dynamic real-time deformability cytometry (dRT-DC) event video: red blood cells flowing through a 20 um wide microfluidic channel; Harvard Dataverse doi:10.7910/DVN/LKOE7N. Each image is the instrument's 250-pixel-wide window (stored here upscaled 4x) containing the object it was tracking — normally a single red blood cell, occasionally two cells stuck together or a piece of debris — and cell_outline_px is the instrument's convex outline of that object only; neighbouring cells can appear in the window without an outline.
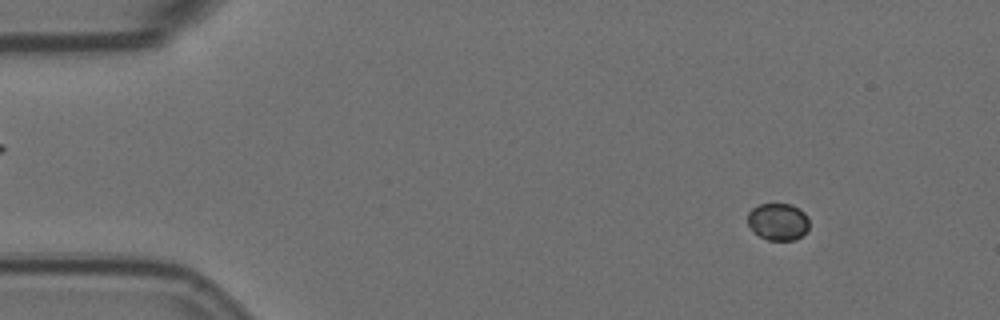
{"species": "Egyptian fruit bat (a non-hibernating species)", "species_latin": "Rousettus aegyptiacus", "temperature_condition": "room temperature", "stored_images_in_passage": 57, "camera_frame_rate_fps": 3000, "um_per_image_px": 0.085, "animal": {"sex": "female"}, "frame": {"image": 1, "passage_image": 7, "time_ms": 2.0, "image_size_px": [1000, 320], "cell_outline_px": [[808, 232], [796, 240], [768, 240], [760, 236], [748, 224], [748, 212], [752, 208], [760, 204], [792, 204], [800, 208], [808, 216]], "centroid_in_image_um": [66.18, 18.84], "position_along_channel_um": 18.8, "area_um2": 13.41}}
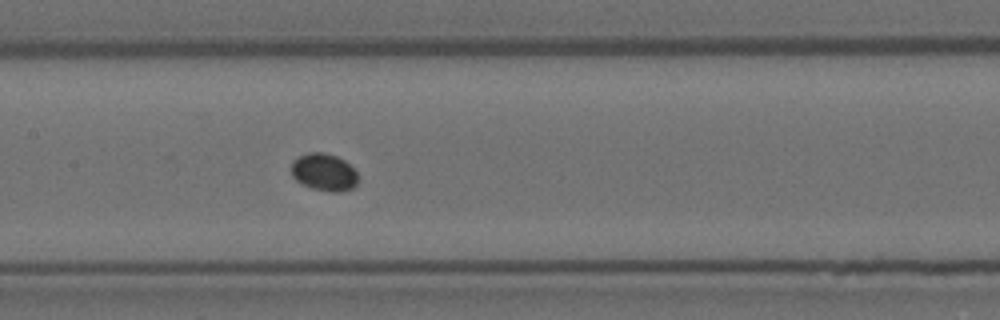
{"frame": {"image": 2, "passage_image": 28, "time_ms": 9.0, "image_size_px": [1000, 320], "cell_outline_px": [[360, 180], [352, 188], [340, 192], [332, 192], [312, 188], [300, 184], [292, 176], [292, 160], [308, 152], [324, 152], [336, 156], [344, 160], [356, 172]], "centroid_in_image_um": [27.54, 14.64], "position_along_channel_um": 179.9, "area_um2": 14.62}}
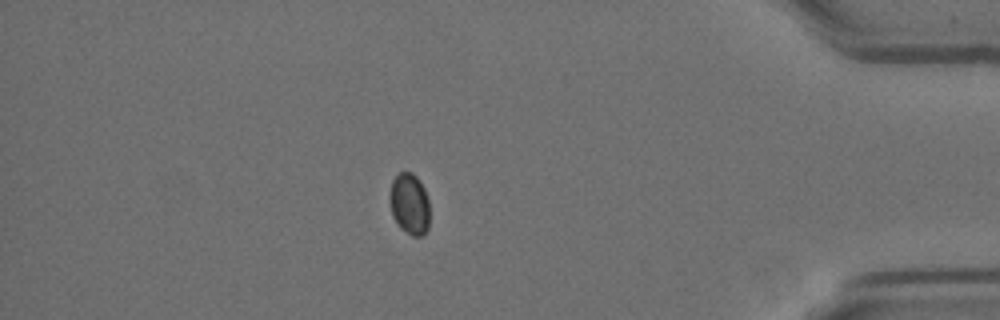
{"frame": {"image": 3, "passage_image": 50, "time_ms": 16.333, "image_size_px": [1000, 320], "cell_outline_px": [[428, 228], [420, 236], [412, 236], [400, 228], [396, 224], [392, 216], [388, 200], [388, 196], [392, 180], [400, 172], [412, 172], [416, 176], [424, 188], [428, 200]], "centroid_in_image_um": [34.76, 17.33], "position_along_channel_um": 400.4, "area_um2": 14.39}}